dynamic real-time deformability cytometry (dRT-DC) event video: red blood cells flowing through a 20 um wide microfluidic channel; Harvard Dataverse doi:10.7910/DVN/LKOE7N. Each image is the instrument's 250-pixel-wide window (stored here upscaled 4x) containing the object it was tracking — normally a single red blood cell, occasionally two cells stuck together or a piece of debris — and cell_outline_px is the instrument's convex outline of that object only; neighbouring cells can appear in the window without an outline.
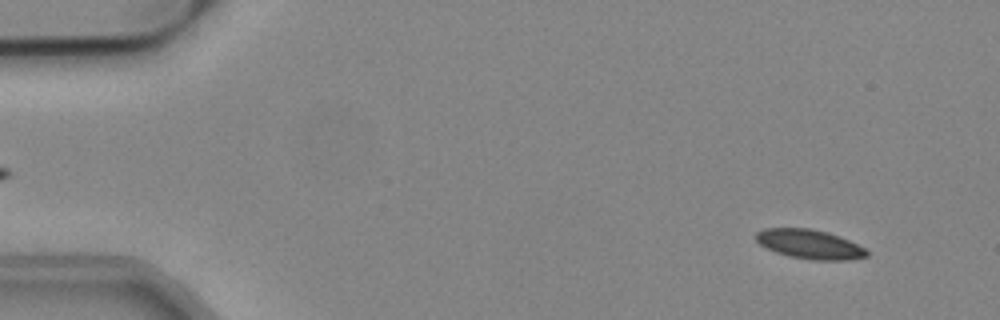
{"species": "common noctule bat (a hibernating species)", "species_latin": "Nyctalus noctula", "temperature_condition": "cold", "stored_images_in_passage": 52, "camera_frame_rate_fps": 3000, "um_per_image_px": 0.085, "animal": {"sex": "male", "body_mass_g": 19.2, "forearm_length_mm": 51.8}, "frame": {"image": 1, "passage_image": 3, "time_ms": 0.667, "image_size_px": [1000, 320], "cell_outline_px": [[868, 256], [848, 260], [812, 260], [788, 256], [776, 252], [760, 244], [756, 240], [756, 232], [764, 228], [812, 228], [828, 232], [840, 236], [864, 248], [868, 252]], "centroid_in_image_um": [68.81, 20.75], "position_along_channel_um": 16.2, "area_um2": 18.9}}
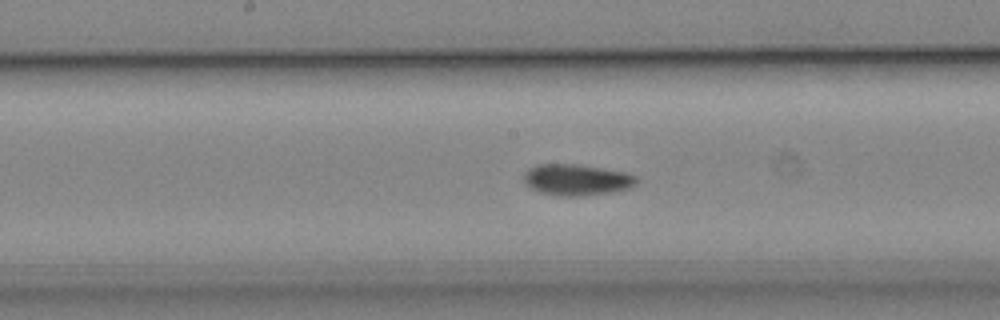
{"frame": {"image": 2, "passage_image": 26, "time_ms": 8.333, "image_size_px": [1000, 320], "cell_outline_px": [[636, 184], [628, 188], [612, 192], [584, 196], [556, 196], [540, 192], [532, 188], [524, 180], [524, 172], [528, 168], [536, 164], [576, 164], [628, 172], [636, 176]], "centroid_in_image_um": [49.01, 15.28], "position_along_channel_um": 199.2, "area_um2": 20.58}}
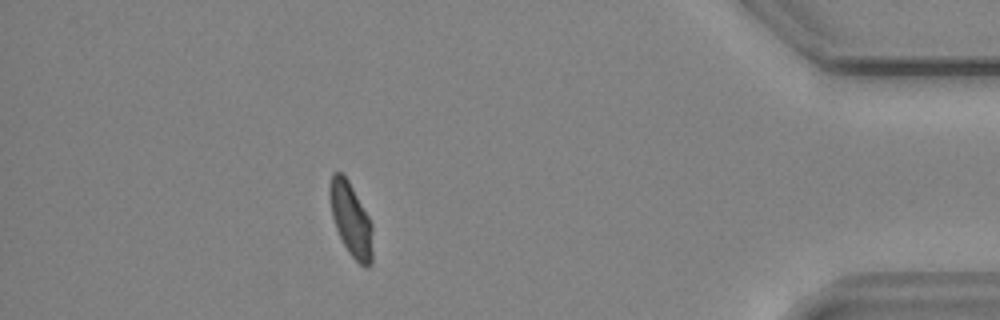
{"frame": {"image": 3, "passage_image": 46, "time_ms": 15.0, "image_size_px": [1000, 320], "cell_outline_px": [[372, 264], [368, 268], [364, 268], [348, 252], [336, 228], [332, 216], [328, 192], [328, 188], [332, 172], [340, 172], [348, 180], [368, 216], [372, 224]], "centroid_in_image_um": [29.82, 18.67], "position_along_channel_um": 405.4, "area_um2": 18.32}, "authors_computed_cell_mechanics": {"area_um2": 19.4786, "velocity_mm_per_s": 3.8177, "shape_relaxation_time_tau1_ms": null, "shape_relaxation_time_tau2_ms": 3.4515, "deformation_change_tau1": null, "deformation_change_tau2": 0.0605}}